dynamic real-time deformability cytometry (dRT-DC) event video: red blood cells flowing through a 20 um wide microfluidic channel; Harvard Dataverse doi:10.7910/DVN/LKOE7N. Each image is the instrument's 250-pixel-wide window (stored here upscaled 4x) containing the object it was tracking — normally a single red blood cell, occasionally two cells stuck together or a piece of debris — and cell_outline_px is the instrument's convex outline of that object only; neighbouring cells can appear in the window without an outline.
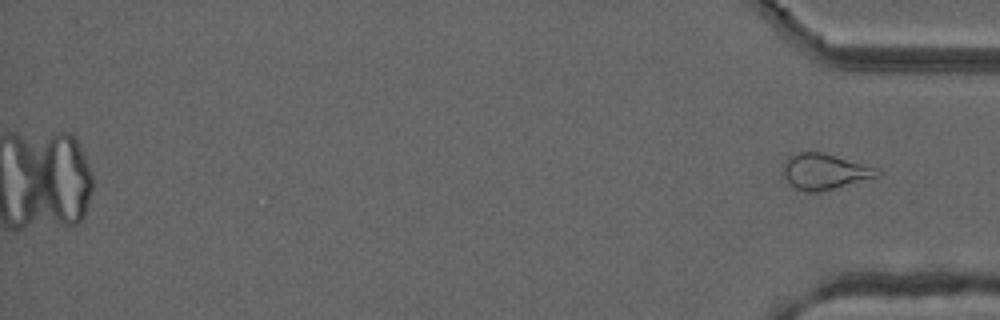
{"species": "common noctule bat (a hibernating species)", "species_latin": "Nyctalus noctula", "temperature_condition": "cold", "stored_images_in_passage": 55, "camera_frame_rate_fps": 3000, "um_per_image_px": 0.085, "animal": {"sex": "male", "forearm_length_mm": 52.5}, "frame": {"image": 1, "passage_image": 55, "time_ms": 18.0, "image_size_px": [1000, 320], "cell_outline_px": [[880, 176], [816, 192], [804, 192], [796, 188], [784, 176], [784, 164], [792, 156], [800, 152], [820, 152], [860, 164], [872, 168], [880, 172]], "centroid_in_image_um": [70.05, 14.6], "position_along_channel_um": 365.1, "area_um2": 18.5}}